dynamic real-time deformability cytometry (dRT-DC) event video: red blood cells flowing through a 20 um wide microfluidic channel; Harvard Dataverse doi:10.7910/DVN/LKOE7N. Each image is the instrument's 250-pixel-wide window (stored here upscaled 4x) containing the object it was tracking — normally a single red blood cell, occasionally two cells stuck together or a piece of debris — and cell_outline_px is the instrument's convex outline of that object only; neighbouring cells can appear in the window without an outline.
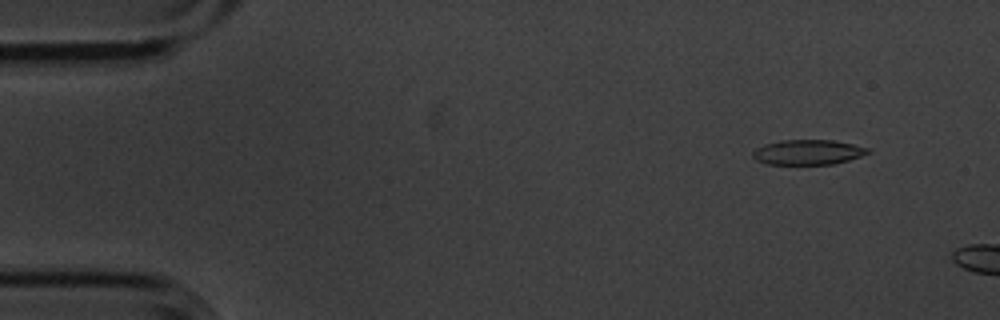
{"species": "common noctule bat (a hibernating species)", "species_latin": "Nyctalus noctula", "temperature_condition": "cold", "stored_images_in_passage": 2, "camera_frame_rate_fps": 3000, "um_per_image_px": 0.085, "animal": {"sex": "male", "body_mass_g": 20.1, "forearm_length_mm": 53.5}, "frame": {"image": 1, "passage_image": 1, "time_ms": 0.0, "image_size_px": [1000, 320], "cell_outline_px": [[872, 152], [848, 160], [832, 164], [768, 164], [756, 160], [752, 156], [752, 152], [756, 148], [764, 144], [784, 140], [832, 140], [872, 148]], "centroid_in_image_um": [68.69, 12.93], "position_along_channel_um": 16.3, "area_um2": 16.76}}